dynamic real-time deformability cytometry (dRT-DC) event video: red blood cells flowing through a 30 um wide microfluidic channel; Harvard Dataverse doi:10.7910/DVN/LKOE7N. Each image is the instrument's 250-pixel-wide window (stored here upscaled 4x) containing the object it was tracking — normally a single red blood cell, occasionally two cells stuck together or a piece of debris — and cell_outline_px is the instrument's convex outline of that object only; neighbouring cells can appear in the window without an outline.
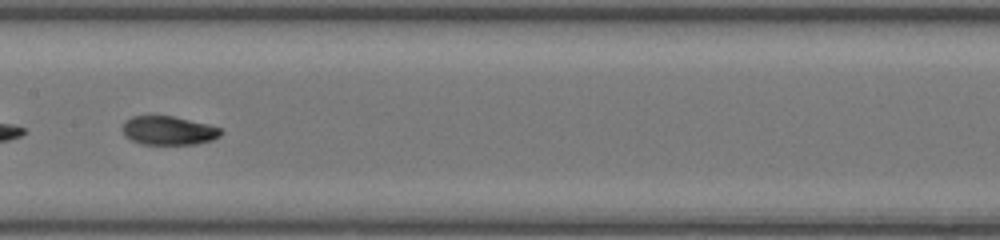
{"species": "common noctule bat (a hibernating species)", "species_latin": "Nyctalus noctula", "temperature_condition": "room temperature", "stored_images_in_passage": 48, "camera_frame_rate_fps": 3000, "um_per_image_px": 0.085, "animal": {"sex": "female", "body_mass_g": 20.0, "forearm_length_mm": 54.0}, "frame": {"image": 1, "passage_image": 24, "time_ms": 7.667, "image_size_px": [1000, 240], "cell_outline_px": [[224, 132], [220, 136], [212, 140], [196, 144], [140, 144], [124, 136], [124, 120], [132, 116], [172, 116], [208, 124], [220, 128]], "centroid_in_image_um": [14.34, 11.1], "position_along_channel_um": 193.1, "area_um2": 16.47}}
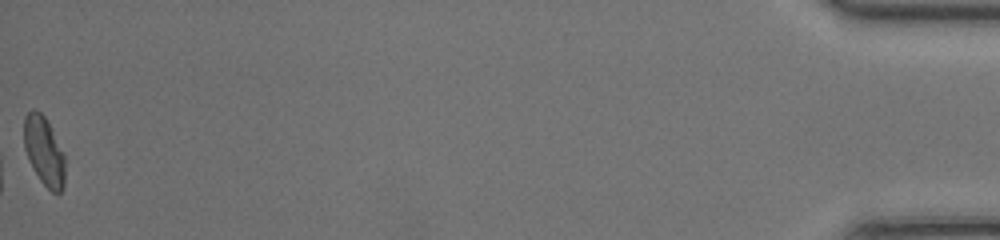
{"frame": {"image": 2, "passage_image": 48, "time_ms": 15.667, "image_size_px": [1000, 240], "cell_outline_px": [[64, 184], [60, 192], [52, 192], [40, 180], [28, 160], [24, 148], [24, 116], [32, 108], [40, 112], [44, 116], [64, 152]], "centroid_in_image_um": [3.73, 12.83], "position_along_channel_um": 431.5, "area_um2": 16.36}, "authors_computed_cell_mechanics": {"area_um2": 17.051, "velocity_mm_per_s": 4.2951, "shape_relaxation_time_tau1_ms": 3.9444, "shape_relaxation_time_tau2_ms": 1.4146, "deformation_change_tau1": 0.1672, "deformation_change_tau2": 0.0614}}